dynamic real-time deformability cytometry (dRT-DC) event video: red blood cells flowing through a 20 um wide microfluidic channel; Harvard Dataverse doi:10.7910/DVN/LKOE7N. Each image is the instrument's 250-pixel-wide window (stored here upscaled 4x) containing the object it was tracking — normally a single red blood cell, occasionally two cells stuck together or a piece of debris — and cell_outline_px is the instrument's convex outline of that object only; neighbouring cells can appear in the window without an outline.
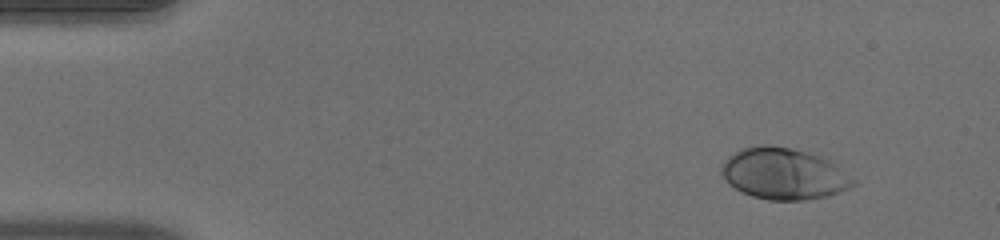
{"species": "human", "species_latin": "Homo sapiens", "temperature_condition": "warm", "stored_images_in_passage": 47, "camera_frame_rate_fps": 3000, "um_per_image_px": 0.085, "donor": {"sex": "male"}, "frame": {"image": 1, "passage_image": 1, "time_ms": 0.0, "image_size_px": [1000, 240], "cell_outline_px": [[856, 184], [840, 192], [828, 196], [804, 200], [768, 200], [752, 196], [740, 192], [728, 184], [720, 172], [720, 168], [724, 160], [728, 156], [740, 148], [760, 144], [768, 144], [792, 148], [828, 160], [856, 180]], "centroid_in_image_um": [66.56, 14.77], "position_along_channel_um": 18.4, "area_um2": 39.54}}
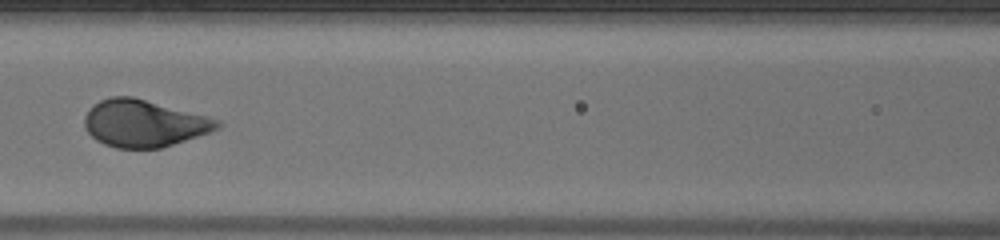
{"frame": {"image": 2, "passage_image": 19, "time_ms": 6.0, "image_size_px": [1000, 240], "cell_outline_px": [[220, 128], [160, 148], [116, 148], [104, 144], [96, 140], [84, 128], [84, 116], [92, 104], [100, 100], [112, 96], [132, 96], [208, 116], [220, 120]], "centroid_in_image_um": [12.19, 10.47], "position_along_channel_um": 154.4, "area_um2": 36.3}}
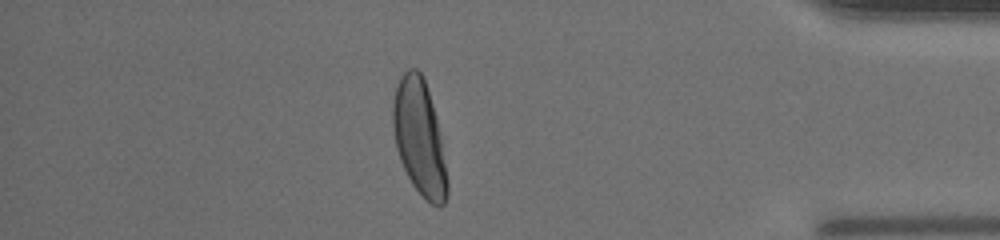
{"frame": {"image": 3, "passage_image": 40, "time_ms": 13.0, "image_size_px": [1000, 240], "cell_outline_px": [[448, 196], [444, 204], [440, 208], [432, 204], [412, 184], [400, 160], [396, 148], [392, 124], [392, 104], [396, 84], [400, 76], [408, 68], [416, 68], [424, 76], [432, 104], [440, 136], [448, 180]], "centroid_in_image_um": [35.63, 11.67], "position_along_channel_um": 399.6, "area_um2": 36.41}, "authors_computed_cell_mechanics": {"area_um2": 37.4544, "velocity_mm_per_s": 4.0042, "shape_relaxation_time_tau1_ms": 2.3493, "shape_relaxation_time_tau2_ms": null, "deformation_change_tau1": 0.1849, "deformation_change_tau2": null}}